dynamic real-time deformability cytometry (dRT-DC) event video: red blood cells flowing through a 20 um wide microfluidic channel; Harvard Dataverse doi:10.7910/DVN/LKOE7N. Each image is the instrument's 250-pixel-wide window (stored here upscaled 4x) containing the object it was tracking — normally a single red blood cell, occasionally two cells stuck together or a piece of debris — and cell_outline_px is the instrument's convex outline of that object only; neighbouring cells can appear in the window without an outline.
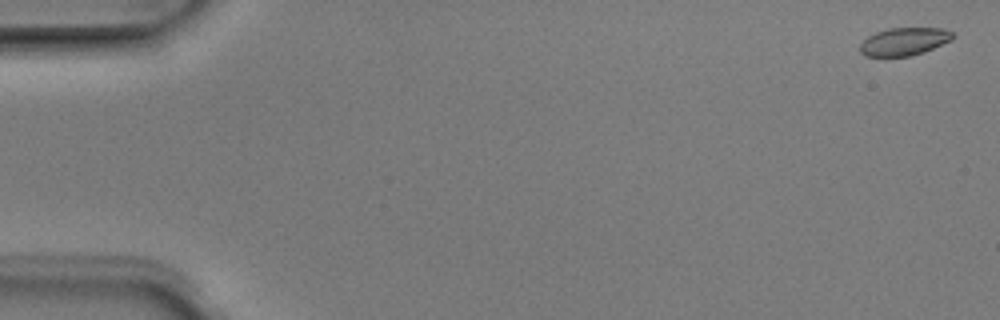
{"species": "Egyptian fruit bat (a non-hibernating species)", "species_latin": "Rousettus aegyptiacus", "temperature_condition": "room temperature", "stored_images_in_passage": 7, "camera_frame_rate_fps": 3000, "um_per_image_px": 0.085, "animal": {"sex": "male"}, "frame": {"image": 1, "passage_image": 1, "time_ms": 0.0, "image_size_px": [1000, 320], "cell_outline_px": [[956, 36], [952, 40], [924, 52], [912, 56], [864, 56], [860, 52], [860, 44], [868, 36], [876, 32], [888, 28], [944, 28], [952, 32]], "centroid_in_image_um": [76.88, 3.53], "position_along_channel_um": 8.1, "area_um2": 15.14}}
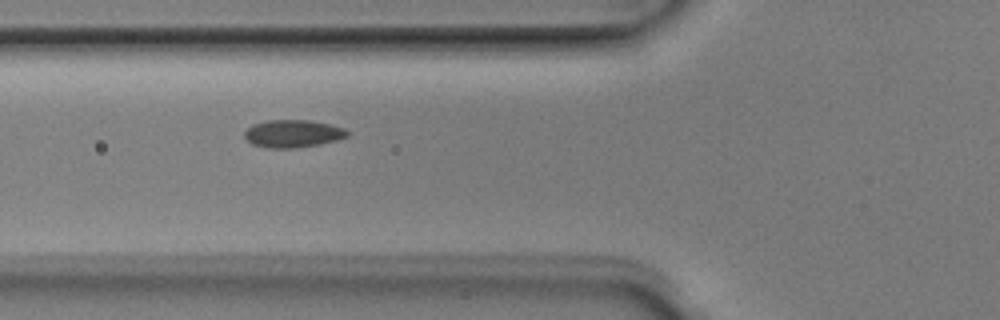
{"frame": {"image": 2, "passage_image": 6, "time_ms": 1.667, "image_size_px": [1000, 320], "cell_outline_px": [[348, 136], [336, 140], [320, 144], [296, 148], [268, 148], [252, 144], [244, 136], [244, 132], [252, 124], [268, 120], [308, 120], [328, 124], [344, 128], [348, 132]], "centroid_in_image_um": [24.87, 11.36], "position_along_channel_um": 100.9, "area_um2": 16.47}}
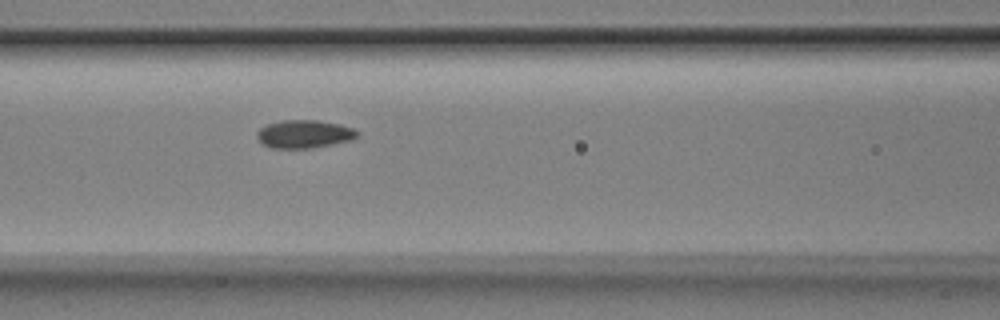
{"frame": {"image": 3, "passage_image": 7, "time_ms": 2.0, "image_size_px": [1000, 320], "cell_outline_px": [[360, 136], [352, 140], [312, 148], [272, 148], [260, 144], [256, 136], [256, 132], [260, 128], [268, 124], [284, 120], [316, 120], [340, 124], [352, 128], [360, 132]], "centroid_in_image_um": [25.86, 11.4], "position_along_channel_um": 140.7, "area_um2": 16.59}}